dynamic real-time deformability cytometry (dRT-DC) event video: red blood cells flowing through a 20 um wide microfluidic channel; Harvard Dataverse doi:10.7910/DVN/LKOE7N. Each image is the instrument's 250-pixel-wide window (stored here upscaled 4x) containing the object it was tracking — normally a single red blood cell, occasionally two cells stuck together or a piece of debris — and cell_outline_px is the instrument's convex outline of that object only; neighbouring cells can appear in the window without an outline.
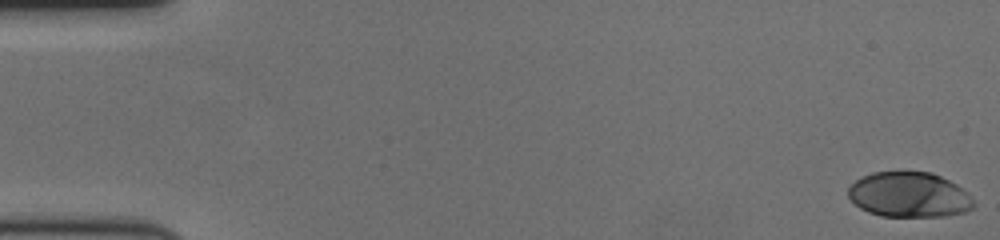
{"species": "human", "species_latin": "Homo sapiens", "temperature_condition": "cold", "stored_images_in_passage": 60, "camera_frame_rate_fps": 3000, "um_per_image_px": 0.085, "donor": {"sex": "female"}, "frame": {"image": 1, "passage_image": 1, "time_ms": 0.0, "image_size_px": [1000, 240], "cell_outline_px": [[976, 204], [972, 208], [964, 212], [944, 216], [880, 216], [868, 212], [860, 208], [848, 196], [848, 188], [856, 180], [872, 172], [932, 172], [956, 184]], "centroid_in_image_um": [77.25, 16.56], "position_along_channel_um": 7.8, "area_um2": 32.66}}
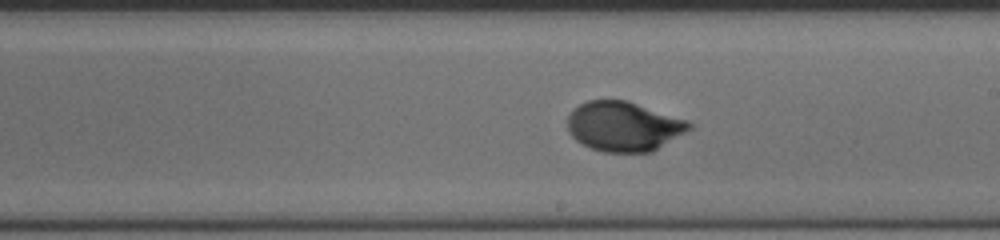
{"frame": {"image": 2, "passage_image": 35, "time_ms": 11.333, "image_size_px": [1000, 240], "cell_outline_px": [[692, 128], [652, 152], [604, 152], [592, 148], [576, 140], [568, 132], [568, 116], [572, 108], [588, 100], [628, 100], [688, 120], [692, 124]], "centroid_in_image_um": [53.01, 10.73], "position_along_channel_um": 236.0, "area_um2": 35.32}}
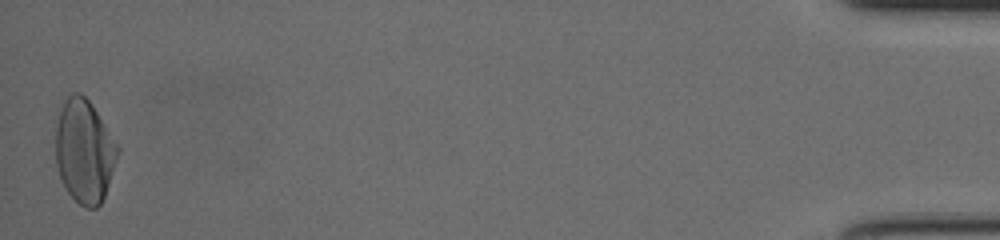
{"frame": {"image": 3, "passage_image": 60, "time_ms": 19.667, "image_size_px": [1000, 240], "cell_outline_px": [[120, 152], [104, 196], [100, 204], [96, 208], [84, 208], [68, 192], [60, 176], [56, 164], [56, 128], [60, 112], [64, 100], [72, 92], [80, 92], [92, 104], [120, 148]], "centroid_in_image_um": [7.18, 12.84], "position_along_channel_um": 428.0, "area_um2": 37.17}, "authors_computed_cell_mechanics": {"area_um2": 34.9112, "velocity_mm_per_s": 3.4306, "shape_relaxation_time_tau1_ms": 4.0298, "shape_relaxation_time_tau2_ms": null, "deformation_change_tau1": 0.1861, "deformation_change_tau2": null}}